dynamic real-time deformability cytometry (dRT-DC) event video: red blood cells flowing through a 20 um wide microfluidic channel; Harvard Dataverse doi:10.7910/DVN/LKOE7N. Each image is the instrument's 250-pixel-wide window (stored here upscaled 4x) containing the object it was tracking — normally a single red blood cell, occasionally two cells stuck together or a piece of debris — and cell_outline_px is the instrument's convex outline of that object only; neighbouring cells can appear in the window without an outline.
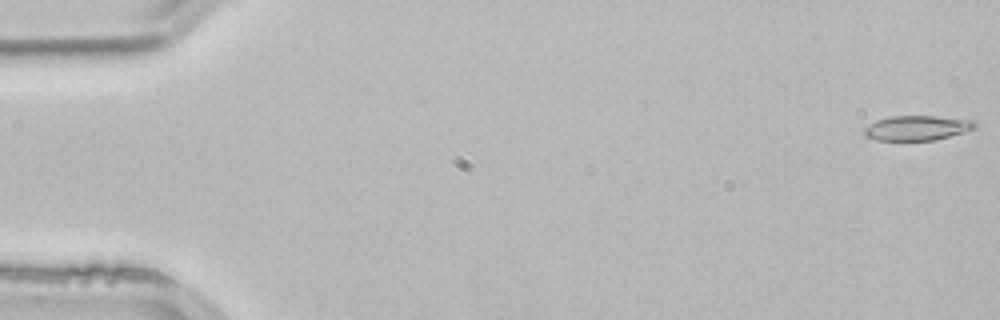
{"species": "common noctule bat (a hibernating species)", "species_latin": "Nyctalus noctula", "temperature_condition": "room temperature", "stored_images_in_passage": 4, "camera_frame_rate_fps": 3000, "um_per_image_px": 0.085, "animal": {"sex": "male", "body_mass_g": 21.5, "forearm_length_mm": 52.0}, "frame": {"image": 1, "passage_image": 1, "time_ms": 0.0, "image_size_px": [1000, 320], "cell_outline_px": [[976, 128], [964, 132], [932, 140], [876, 140], [864, 136], [864, 128], [876, 120], [892, 116], [932, 116], [972, 120], [976, 124]], "centroid_in_image_um": [77.91, 10.87], "position_along_channel_um": 7.1, "area_um2": 15.78}}
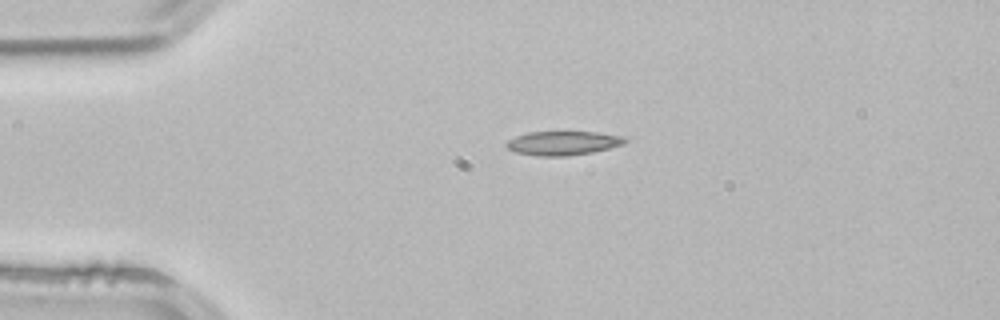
{"frame": {"image": 2, "passage_image": 3, "time_ms": 0.667, "image_size_px": [1000, 320], "cell_outline_px": [[628, 140], [624, 144], [592, 152], [568, 156], [536, 156], [516, 152], [508, 148], [504, 144], [508, 140], [516, 136], [528, 132], [596, 132], [624, 136]], "centroid_in_image_um": [47.85, 12.16], "position_along_channel_um": 37.1, "area_um2": 16.59}}
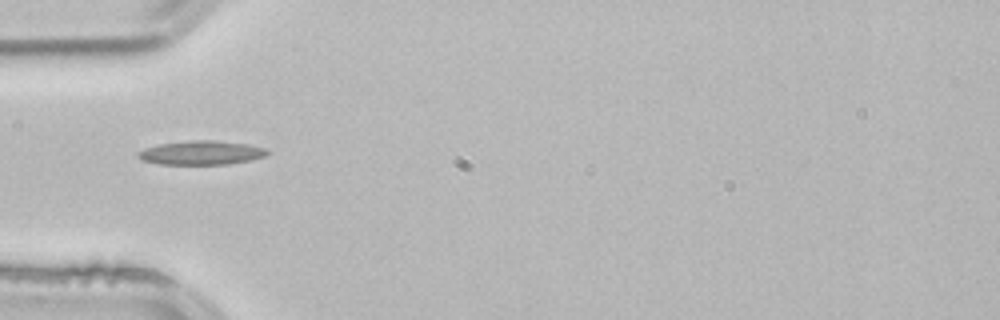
{"frame": {"image": 3, "passage_image": 4, "time_ms": 1.0, "image_size_px": [1000, 320], "cell_outline_px": [[268, 152], [264, 156], [252, 160], [228, 164], [160, 164], [144, 160], [136, 156], [136, 152], [160, 144], [192, 140], [216, 140], [248, 144], [264, 148]], "centroid_in_image_um": [17.12, 12.98], "position_along_channel_um": 67.9, "area_um2": 17.86}}